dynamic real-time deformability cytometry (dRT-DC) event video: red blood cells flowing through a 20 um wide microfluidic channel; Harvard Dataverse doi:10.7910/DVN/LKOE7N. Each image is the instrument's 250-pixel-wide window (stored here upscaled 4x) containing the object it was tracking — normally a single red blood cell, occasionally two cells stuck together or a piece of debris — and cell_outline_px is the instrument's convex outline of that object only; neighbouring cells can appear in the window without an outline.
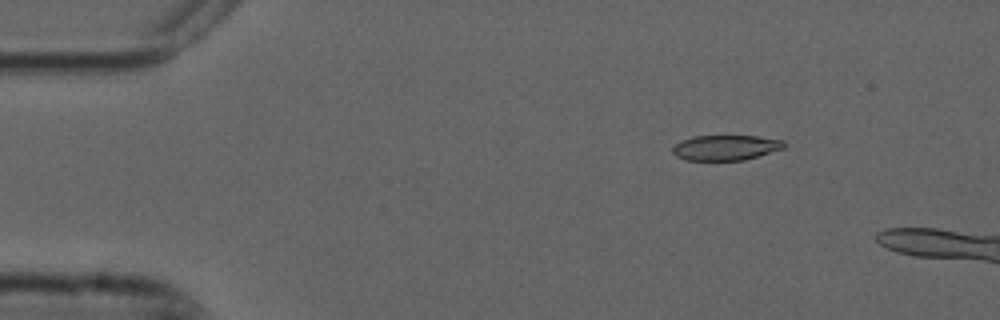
{"species": "common noctule bat (a hibernating species)", "species_latin": "Nyctalus noctula", "temperature_condition": "cold", "stored_images_in_passage": 6, "camera_frame_rate_fps": 3000, "um_per_image_px": 0.085, "animal": {"sex": "male", "forearm_length_mm": 52.5}, "frame": {"image": 1, "passage_image": 3, "time_ms": 0.667, "image_size_px": [1000, 320], "cell_outline_px": [[788, 144], [784, 148], [744, 160], [688, 160], [676, 156], [672, 152], [672, 148], [676, 144], [692, 136], [756, 136], [784, 140]], "centroid_in_image_um": [61.72, 12.54], "position_along_channel_um": 23.3, "area_um2": 16.3}}